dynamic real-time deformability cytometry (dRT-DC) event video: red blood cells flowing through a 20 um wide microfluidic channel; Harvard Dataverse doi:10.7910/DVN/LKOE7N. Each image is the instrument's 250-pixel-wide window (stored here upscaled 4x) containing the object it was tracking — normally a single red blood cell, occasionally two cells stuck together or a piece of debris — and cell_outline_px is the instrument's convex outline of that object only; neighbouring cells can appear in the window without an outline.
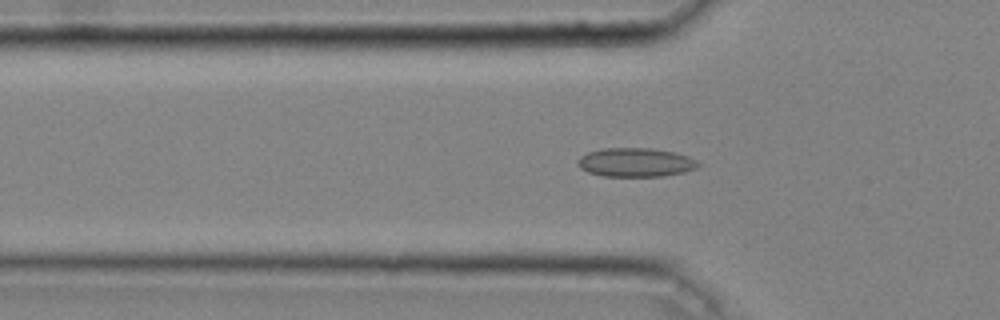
{"species": "common noctule bat (a hibernating species)", "species_latin": "Nyctalus noctula", "temperature_condition": "cold", "stored_images_in_passage": 35, "camera_frame_rate_fps": 3000, "um_per_image_px": 0.085, "animal": {"sex": "male", "body_mass_g": 20.4}, "frame": {"image": 1, "passage_image": 4, "time_ms": 1.0, "image_size_px": [1000, 320], "cell_outline_px": [[700, 164], [696, 168], [684, 172], [664, 176], [604, 176], [588, 172], [580, 168], [576, 164], [580, 156], [588, 152], [600, 148], [648, 148], [672, 152], [688, 156], [696, 160]], "centroid_in_image_um": [53.99, 13.8], "position_along_channel_um": 71.8, "area_um2": 20.23}}
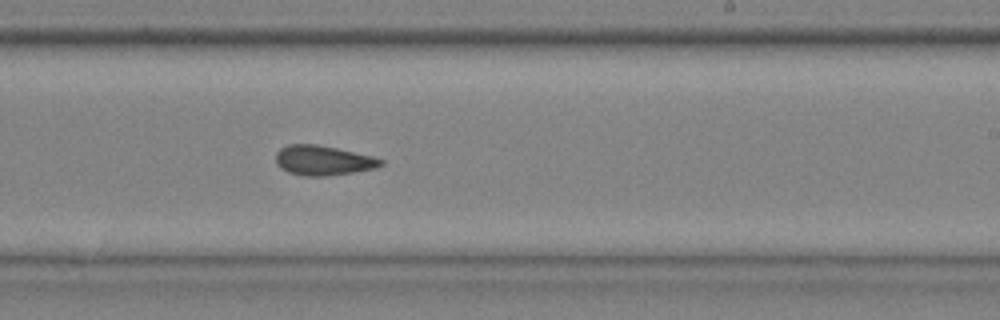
{"frame": {"image": 2, "passage_image": 18, "time_ms": 5.667, "image_size_px": [1000, 320], "cell_outline_px": [[384, 164], [376, 168], [352, 172], [324, 176], [304, 176], [288, 172], [280, 168], [276, 164], [276, 152], [280, 148], [288, 144], [316, 144], [336, 148], [372, 156], [384, 160]], "centroid_in_image_um": [27.44, 13.63], "position_along_channel_um": 261.6, "area_um2": 18.21}}
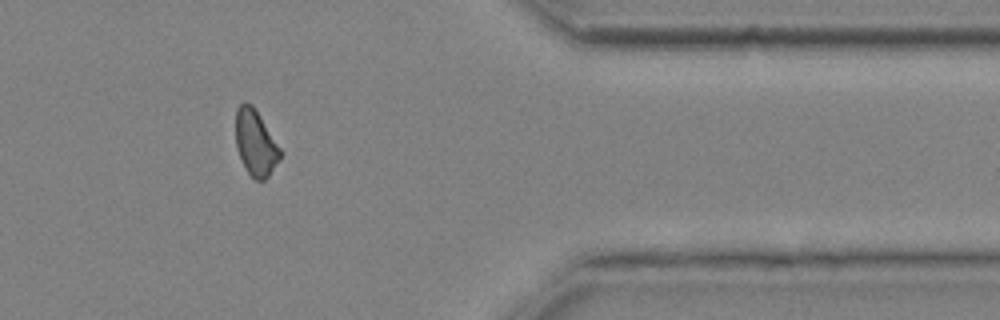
{"frame": {"image": 3, "passage_image": 29, "time_ms": 9.333, "image_size_px": [1000, 320], "cell_outline_px": [[284, 152], [280, 160], [268, 176], [264, 180], [256, 180], [248, 172], [236, 148], [236, 108], [244, 100], [252, 104]], "centroid_in_image_um": [21.75, 12.12], "position_along_channel_um": 389.7, "area_um2": 17.17}, "authors_computed_cell_mechanics": {"area_um2": 18.207, "velocity_mm_per_s": 4.0646, "shape_relaxation_time_tau1_ms": null, "shape_relaxation_time_tau2_ms": 3.1396, "deformation_change_tau1": null, "deformation_change_tau2": 0.0918}}